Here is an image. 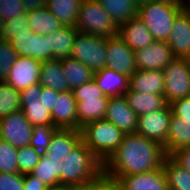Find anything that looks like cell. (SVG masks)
<instances>
[{
    "instance_id": "f35d334b",
    "label": "cell",
    "mask_w": 190,
    "mask_h": 190,
    "mask_svg": "<svg viewBox=\"0 0 190 190\" xmlns=\"http://www.w3.org/2000/svg\"><path fill=\"white\" fill-rule=\"evenodd\" d=\"M33 32L28 25L27 14H21L11 20H6L2 32L3 39L10 40L14 38L15 33Z\"/></svg>"
},
{
    "instance_id": "9c48e42d",
    "label": "cell",
    "mask_w": 190,
    "mask_h": 190,
    "mask_svg": "<svg viewBox=\"0 0 190 190\" xmlns=\"http://www.w3.org/2000/svg\"><path fill=\"white\" fill-rule=\"evenodd\" d=\"M171 115V107L167 104L163 109L139 116L136 133L165 146Z\"/></svg>"
},
{
    "instance_id": "f907efd6",
    "label": "cell",
    "mask_w": 190,
    "mask_h": 190,
    "mask_svg": "<svg viewBox=\"0 0 190 190\" xmlns=\"http://www.w3.org/2000/svg\"><path fill=\"white\" fill-rule=\"evenodd\" d=\"M182 9L190 16V0H184Z\"/></svg>"
},
{
    "instance_id": "7dc6e473",
    "label": "cell",
    "mask_w": 190,
    "mask_h": 190,
    "mask_svg": "<svg viewBox=\"0 0 190 190\" xmlns=\"http://www.w3.org/2000/svg\"><path fill=\"white\" fill-rule=\"evenodd\" d=\"M26 12L46 7L47 0H22Z\"/></svg>"
},
{
    "instance_id": "5bb4252c",
    "label": "cell",
    "mask_w": 190,
    "mask_h": 190,
    "mask_svg": "<svg viewBox=\"0 0 190 190\" xmlns=\"http://www.w3.org/2000/svg\"><path fill=\"white\" fill-rule=\"evenodd\" d=\"M104 119L113 123L124 134L137 132L138 116L124 95L109 97Z\"/></svg>"
},
{
    "instance_id": "7bdbcfd3",
    "label": "cell",
    "mask_w": 190,
    "mask_h": 190,
    "mask_svg": "<svg viewBox=\"0 0 190 190\" xmlns=\"http://www.w3.org/2000/svg\"><path fill=\"white\" fill-rule=\"evenodd\" d=\"M172 113L183 120H190V96L177 99L169 104Z\"/></svg>"
},
{
    "instance_id": "7a4b0ae2",
    "label": "cell",
    "mask_w": 190,
    "mask_h": 190,
    "mask_svg": "<svg viewBox=\"0 0 190 190\" xmlns=\"http://www.w3.org/2000/svg\"><path fill=\"white\" fill-rule=\"evenodd\" d=\"M61 185L88 182L103 172V163L81 141L61 163Z\"/></svg>"
},
{
    "instance_id": "bcb514c9",
    "label": "cell",
    "mask_w": 190,
    "mask_h": 190,
    "mask_svg": "<svg viewBox=\"0 0 190 190\" xmlns=\"http://www.w3.org/2000/svg\"><path fill=\"white\" fill-rule=\"evenodd\" d=\"M23 190H47L48 187L31 173L24 174Z\"/></svg>"
},
{
    "instance_id": "ab89813d",
    "label": "cell",
    "mask_w": 190,
    "mask_h": 190,
    "mask_svg": "<svg viewBox=\"0 0 190 190\" xmlns=\"http://www.w3.org/2000/svg\"><path fill=\"white\" fill-rule=\"evenodd\" d=\"M26 13L22 0H0V16L4 21Z\"/></svg>"
},
{
    "instance_id": "52a82bcc",
    "label": "cell",
    "mask_w": 190,
    "mask_h": 190,
    "mask_svg": "<svg viewBox=\"0 0 190 190\" xmlns=\"http://www.w3.org/2000/svg\"><path fill=\"white\" fill-rule=\"evenodd\" d=\"M106 43V37L79 32L70 57L79 60L95 73L106 67Z\"/></svg>"
},
{
    "instance_id": "ffe728a7",
    "label": "cell",
    "mask_w": 190,
    "mask_h": 190,
    "mask_svg": "<svg viewBox=\"0 0 190 190\" xmlns=\"http://www.w3.org/2000/svg\"><path fill=\"white\" fill-rule=\"evenodd\" d=\"M82 141V132L77 129H57L46 150L49 159L62 161Z\"/></svg>"
},
{
    "instance_id": "e575fe53",
    "label": "cell",
    "mask_w": 190,
    "mask_h": 190,
    "mask_svg": "<svg viewBox=\"0 0 190 190\" xmlns=\"http://www.w3.org/2000/svg\"><path fill=\"white\" fill-rule=\"evenodd\" d=\"M57 130L54 126L36 125L33 126L31 145L35 152L40 156L46 155V150L51 143L52 135Z\"/></svg>"
},
{
    "instance_id": "30bf717a",
    "label": "cell",
    "mask_w": 190,
    "mask_h": 190,
    "mask_svg": "<svg viewBox=\"0 0 190 190\" xmlns=\"http://www.w3.org/2000/svg\"><path fill=\"white\" fill-rule=\"evenodd\" d=\"M33 126L26 119L22 110L0 118V139L9 142L13 147L29 145Z\"/></svg>"
},
{
    "instance_id": "d590c367",
    "label": "cell",
    "mask_w": 190,
    "mask_h": 190,
    "mask_svg": "<svg viewBox=\"0 0 190 190\" xmlns=\"http://www.w3.org/2000/svg\"><path fill=\"white\" fill-rule=\"evenodd\" d=\"M17 150L9 142L0 139V172L18 173Z\"/></svg>"
},
{
    "instance_id": "681fc988",
    "label": "cell",
    "mask_w": 190,
    "mask_h": 190,
    "mask_svg": "<svg viewBox=\"0 0 190 190\" xmlns=\"http://www.w3.org/2000/svg\"><path fill=\"white\" fill-rule=\"evenodd\" d=\"M47 190H72V188L67 185H59V186H55V187H48Z\"/></svg>"
},
{
    "instance_id": "603a6c76",
    "label": "cell",
    "mask_w": 190,
    "mask_h": 190,
    "mask_svg": "<svg viewBox=\"0 0 190 190\" xmlns=\"http://www.w3.org/2000/svg\"><path fill=\"white\" fill-rule=\"evenodd\" d=\"M164 82L162 70H137L130 76L129 89L141 93L163 95Z\"/></svg>"
},
{
    "instance_id": "d6986e66",
    "label": "cell",
    "mask_w": 190,
    "mask_h": 190,
    "mask_svg": "<svg viewBox=\"0 0 190 190\" xmlns=\"http://www.w3.org/2000/svg\"><path fill=\"white\" fill-rule=\"evenodd\" d=\"M166 42L175 58L190 54V16L183 9L175 17Z\"/></svg>"
},
{
    "instance_id": "60d3db41",
    "label": "cell",
    "mask_w": 190,
    "mask_h": 190,
    "mask_svg": "<svg viewBox=\"0 0 190 190\" xmlns=\"http://www.w3.org/2000/svg\"><path fill=\"white\" fill-rule=\"evenodd\" d=\"M114 181L110 176L102 172L96 178L77 185L72 186V190H106Z\"/></svg>"
},
{
    "instance_id": "e0dca14e",
    "label": "cell",
    "mask_w": 190,
    "mask_h": 190,
    "mask_svg": "<svg viewBox=\"0 0 190 190\" xmlns=\"http://www.w3.org/2000/svg\"><path fill=\"white\" fill-rule=\"evenodd\" d=\"M122 190H168L163 166L153 171L123 177H110Z\"/></svg>"
},
{
    "instance_id": "7402d4cb",
    "label": "cell",
    "mask_w": 190,
    "mask_h": 190,
    "mask_svg": "<svg viewBox=\"0 0 190 190\" xmlns=\"http://www.w3.org/2000/svg\"><path fill=\"white\" fill-rule=\"evenodd\" d=\"M93 79L108 97L124 95L129 89L130 78L107 67L95 72Z\"/></svg>"
},
{
    "instance_id": "db71d44e",
    "label": "cell",
    "mask_w": 190,
    "mask_h": 190,
    "mask_svg": "<svg viewBox=\"0 0 190 190\" xmlns=\"http://www.w3.org/2000/svg\"><path fill=\"white\" fill-rule=\"evenodd\" d=\"M5 21L0 16V34L2 35L3 29H4Z\"/></svg>"
},
{
    "instance_id": "836d02e7",
    "label": "cell",
    "mask_w": 190,
    "mask_h": 190,
    "mask_svg": "<svg viewBox=\"0 0 190 190\" xmlns=\"http://www.w3.org/2000/svg\"><path fill=\"white\" fill-rule=\"evenodd\" d=\"M20 91L4 80L0 81V118L21 110Z\"/></svg>"
},
{
    "instance_id": "8fae6325",
    "label": "cell",
    "mask_w": 190,
    "mask_h": 190,
    "mask_svg": "<svg viewBox=\"0 0 190 190\" xmlns=\"http://www.w3.org/2000/svg\"><path fill=\"white\" fill-rule=\"evenodd\" d=\"M106 55L107 68L128 76L129 78L137 71L134 51L120 36L117 35L107 38Z\"/></svg>"
},
{
    "instance_id": "8d00e7d4",
    "label": "cell",
    "mask_w": 190,
    "mask_h": 190,
    "mask_svg": "<svg viewBox=\"0 0 190 190\" xmlns=\"http://www.w3.org/2000/svg\"><path fill=\"white\" fill-rule=\"evenodd\" d=\"M39 160L40 156L35 152V149L31 145L18 148L17 163L19 173H31Z\"/></svg>"
},
{
    "instance_id": "ee69618b",
    "label": "cell",
    "mask_w": 190,
    "mask_h": 190,
    "mask_svg": "<svg viewBox=\"0 0 190 190\" xmlns=\"http://www.w3.org/2000/svg\"><path fill=\"white\" fill-rule=\"evenodd\" d=\"M170 156L190 172V147L175 150Z\"/></svg>"
},
{
    "instance_id": "f546056e",
    "label": "cell",
    "mask_w": 190,
    "mask_h": 190,
    "mask_svg": "<svg viewBox=\"0 0 190 190\" xmlns=\"http://www.w3.org/2000/svg\"><path fill=\"white\" fill-rule=\"evenodd\" d=\"M62 70L68 80L70 90L90 82L94 73L82 62L72 57L61 60Z\"/></svg>"
},
{
    "instance_id": "b9f144b4",
    "label": "cell",
    "mask_w": 190,
    "mask_h": 190,
    "mask_svg": "<svg viewBox=\"0 0 190 190\" xmlns=\"http://www.w3.org/2000/svg\"><path fill=\"white\" fill-rule=\"evenodd\" d=\"M24 174L1 173L0 190H23Z\"/></svg>"
},
{
    "instance_id": "9f6ffc18",
    "label": "cell",
    "mask_w": 190,
    "mask_h": 190,
    "mask_svg": "<svg viewBox=\"0 0 190 190\" xmlns=\"http://www.w3.org/2000/svg\"><path fill=\"white\" fill-rule=\"evenodd\" d=\"M2 39H3V36L0 34V42H1Z\"/></svg>"
},
{
    "instance_id": "1f68e13d",
    "label": "cell",
    "mask_w": 190,
    "mask_h": 190,
    "mask_svg": "<svg viewBox=\"0 0 190 190\" xmlns=\"http://www.w3.org/2000/svg\"><path fill=\"white\" fill-rule=\"evenodd\" d=\"M163 169L167 177L168 190H190V172L167 155Z\"/></svg>"
},
{
    "instance_id": "4fadbf2b",
    "label": "cell",
    "mask_w": 190,
    "mask_h": 190,
    "mask_svg": "<svg viewBox=\"0 0 190 190\" xmlns=\"http://www.w3.org/2000/svg\"><path fill=\"white\" fill-rule=\"evenodd\" d=\"M9 43L18 56L30 57L41 62L53 60V53L49 50L45 35L33 32L15 33Z\"/></svg>"
},
{
    "instance_id": "4dcf8cb0",
    "label": "cell",
    "mask_w": 190,
    "mask_h": 190,
    "mask_svg": "<svg viewBox=\"0 0 190 190\" xmlns=\"http://www.w3.org/2000/svg\"><path fill=\"white\" fill-rule=\"evenodd\" d=\"M82 0H47L46 7L64 25L75 27Z\"/></svg>"
},
{
    "instance_id": "d4e9b609",
    "label": "cell",
    "mask_w": 190,
    "mask_h": 190,
    "mask_svg": "<svg viewBox=\"0 0 190 190\" xmlns=\"http://www.w3.org/2000/svg\"><path fill=\"white\" fill-rule=\"evenodd\" d=\"M187 147H190V120H183L172 113L164 150L170 155L175 150Z\"/></svg>"
},
{
    "instance_id": "816d5d0a",
    "label": "cell",
    "mask_w": 190,
    "mask_h": 190,
    "mask_svg": "<svg viewBox=\"0 0 190 190\" xmlns=\"http://www.w3.org/2000/svg\"><path fill=\"white\" fill-rule=\"evenodd\" d=\"M106 190H122L121 187L114 181Z\"/></svg>"
},
{
    "instance_id": "44dd1931",
    "label": "cell",
    "mask_w": 190,
    "mask_h": 190,
    "mask_svg": "<svg viewBox=\"0 0 190 190\" xmlns=\"http://www.w3.org/2000/svg\"><path fill=\"white\" fill-rule=\"evenodd\" d=\"M118 36L133 50L146 48L154 41L152 34L138 16L118 27Z\"/></svg>"
},
{
    "instance_id": "74e56055",
    "label": "cell",
    "mask_w": 190,
    "mask_h": 190,
    "mask_svg": "<svg viewBox=\"0 0 190 190\" xmlns=\"http://www.w3.org/2000/svg\"><path fill=\"white\" fill-rule=\"evenodd\" d=\"M17 57L18 55L10 45L9 41L2 39L0 42V81L5 80L9 75L10 68Z\"/></svg>"
},
{
    "instance_id": "f5cc1de1",
    "label": "cell",
    "mask_w": 190,
    "mask_h": 190,
    "mask_svg": "<svg viewBox=\"0 0 190 190\" xmlns=\"http://www.w3.org/2000/svg\"><path fill=\"white\" fill-rule=\"evenodd\" d=\"M137 7H139L140 5H142L143 3H146L149 0H132Z\"/></svg>"
},
{
    "instance_id": "83f0119b",
    "label": "cell",
    "mask_w": 190,
    "mask_h": 190,
    "mask_svg": "<svg viewBox=\"0 0 190 190\" xmlns=\"http://www.w3.org/2000/svg\"><path fill=\"white\" fill-rule=\"evenodd\" d=\"M28 25L33 33L49 35L60 30L64 25L50 12L47 7L26 12Z\"/></svg>"
},
{
    "instance_id": "ac0fdd59",
    "label": "cell",
    "mask_w": 190,
    "mask_h": 190,
    "mask_svg": "<svg viewBox=\"0 0 190 190\" xmlns=\"http://www.w3.org/2000/svg\"><path fill=\"white\" fill-rule=\"evenodd\" d=\"M51 115L57 129H82L78 124L77 101L72 90L58 94Z\"/></svg>"
},
{
    "instance_id": "2e32d148",
    "label": "cell",
    "mask_w": 190,
    "mask_h": 190,
    "mask_svg": "<svg viewBox=\"0 0 190 190\" xmlns=\"http://www.w3.org/2000/svg\"><path fill=\"white\" fill-rule=\"evenodd\" d=\"M40 64L39 60L18 56L4 81L18 91L25 90L29 86L39 83Z\"/></svg>"
},
{
    "instance_id": "8992f818",
    "label": "cell",
    "mask_w": 190,
    "mask_h": 190,
    "mask_svg": "<svg viewBox=\"0 0 190 190\" xmlns=\"http://www.w3.org/2000/svg\"><path fill=\"white\" fill-rule=\"evenodd\" d=\"M72 91L77 101V118L81 128L89 122L104 119L109 97L105 96L94 79Z\"/></svg>"
},
{
    "instance_id": "c3c4849f",
    "label": "cell",
    "mask_w": 190,
    "mask_h": 190,
    "mask_svg": "<svg viewBox=\"0 0 190 190\" xmlns=\"http://www.w3.org/2000/svg\"><path fill=\"white\" fill-rule=\"evenodd\" d=\"M154 2H160L171 6H183L184 0H149Z\"/></svg>"
},
{
    "instance_id": "f1b7e54d",
    "label": "cell",
    "mask_w": 190,
    "mask_h": 190,
    "mask_svg": "<svg viewBox=\"0 0 190 190\" xmlns=\"http://www.w3.org/2000/svg\"><path fill=\"white\" fill-rule=\"evenodd\" d=\"M119 27L137 16L138 7L132 0H97Z\"/></svg>"
},
{
    "instance_id": "9a60e30c",
    "label": "cell",
    "mask_w": 190,
    "mask_h": 190,
    "mask_svg": "<svg viewBox=\"0 0 190 190\" xmlns=\"http://www.w3.org/2000/svg\"><path fill=\"white\" fill-rule=\"evenodd\" d=\"M137 70H163L175 57L167 42L155 41L134 51Z\"/></svg>"
},
{
    "instance_id": "ba28073f",
    "label": "cell",
    "mask_w": 190,
    "mask_h": 190,
    "mask_svg": "<svg viewBox=\"0 0 190 190\" xmlns=\"http://www.w3.org/2000/svg\"><path fill=\"white\" fill-rule=\"evenodd\" d=\"M162 71L167 104L190 96V65L186 58H174Z\"/></svg>"
},
{
    "instance_id": "11a10c76",
    "label": "cell",
    "mask_w": 190,
    "mask_h": 190,
    "mask_svg": "<svg viewBox=\"0 0 190 190\" xmlns=\"http://www.w3.org/2000/svg\"><path fill=\"white\" fill-rule=\"evenodd\" d=\"M186 59H187L189 65H190V54L186 57Z\"/></svg>"
},
{
    "instance_id": "d6a6232c",
    "label": "cell",
    "mask_w": 190,
    "mask_h": 190,
    "mask_svg": "<svg viewBox=\"0 0 190 190\" xmlns=\"http://www.w3.org/2000/svg\"><path fill=\"white\" fill-rule=\"evenodd\" d=\"M61 163L62 161L51 160L46 155L42 156L31 174L42 180L47 187L59 186L62 174Z\"/></svg>"
},
{
    "instance_id": "5b68a950",
    "label": "cell",
    "mask_w": 190,
    "mask_h": 190,
    "mask_svg": "<svg viewBox=\"0 0 190 190\" xmlns=\"http://www.w3.org/2000/svg\"><path fill=\"white\" fill-rule=\"evenodd\" d=\"M75 27L87 35L106 38L118 35L117 25L97 0H82Z\"/></svg>"
},
{
    "instance_id": "cb8c5ba5",
    "label": "cell",
    "mask_w": 190,
    "mask_h": 190,
    "mask_svg": "<svg viewBox=\"0 0 190 190\" xmlns=\"http://www.w3.org/2000/svg\"><path fill=\"white\" fill-rule=\"evenodd\" d=\"M78 33L76 27L64 26L54 33L45 35L48 39L49 50L53 53V59L62 60L70 57Z\"/></svg>"
},
{
    "instance_id": "6da1fadb",
    "label": "cell",
    "mask_w": 190,
    "mask_h": 190,
    "mask_svg": "<svg viewBox=\"0 0 190 190\" xmlns=\"http://www.w3.org/2000/svg\"><path fill=\"white\" fill-rule=\"evenodd\" d=\"M164 146L137 133L124 134L122 142L103 164L110 177H123L153 171L163 166Z\"/></svg>"
},
{
    "instance_id": "277c9868",
    "label": "cell",
    "mask_w": 190,
    "mask_h": 190,
    "mask_svg": "<svg viewBox=\"0 0 190 190\" xmlns=\"http://www.w3.org/2000/svg\"><path fill=\"white\" fill-rule=\"evenodd\" d=\"M182 6L147 1L138 7L137 16L146 25L154 41L166 42L174 19Z\"/></svg>"
},
{
    "instance_id": "f6af8a7d",
    "label": "cell",
    "mask_w": 190,
    "mask_h": 190,
    "mask_svg": "<svg viewBox=\"0 0 190 190\" xmlns=\"http://www.w3.org/2000/svg\"><path fill=\"white\" fill-rule=\"evenodd\" d=\"M58 94L59 92L56 90L42 86L40 98H42L47 111L52 112L53 107L55 106V98H57Z\"/></svg>"
},
{
    "instance_id": "484cf974",
    "label": "cell",
    "mask_w": 190,
    "mask_h": 190,
    "mask_svg": "<svg viewBox=\"0 0 190 190\" xmlns=\"http://www.w3.org/2000/svg\"><path fill=\"white\" fill-rule=\"evenodd\" d=\"M39 84L59 93L70 90L68 80L62 70L61 60L53 59L41 62Z\"/></svg>"
},
{
    "instance_id": "7c38bea8",
    "label": "cell",
    "mask_w": 190,
    "mask_h": 190,
    "mask_svg": "<svg viewBox=\"0 0 190 190\" xmlns=\"http://www.w3.org/2000/svg\"><path fill=\"white\" fill-rule=\"evenodd\" d=\"M42 86L37 83L20 91L21 110L32 126H53L51 112L47 111L42 98H40Z\"/></svg>"
},
{
    "instance_id": "3957f363",
    "label": "cell",
    "mask_w": 190,
    "mask_h": 190,
    "mask_svg": "<svg viewBox=\"0 0 190 190\" xmlns=\"http://www.w3.org/2000/svg\"><path fill=\"white\" fill-rule=\"evenodd\" d=\"M81 132L86 147L103 164L117 150L124 136L119 128L106 119L87 123L82 127Z\"/></svg>"
},
{
    "instance_id": "4316f807",
    "label": "cell",
    "mask_w": 190,
    "mask_h": 190,
    "mask_svg": "<svg viewBox=\"0 0 190 190\" xmlns=\"http://www.w3.org/2000/svg\"><path fill=\"white\" fill-rule=\"evenodd\" d=\"M124 96L138 117L145 113L163 109L167 105L164 95L161 94L141 93L128 89Z\"/></svg>"
}]
</instances>
